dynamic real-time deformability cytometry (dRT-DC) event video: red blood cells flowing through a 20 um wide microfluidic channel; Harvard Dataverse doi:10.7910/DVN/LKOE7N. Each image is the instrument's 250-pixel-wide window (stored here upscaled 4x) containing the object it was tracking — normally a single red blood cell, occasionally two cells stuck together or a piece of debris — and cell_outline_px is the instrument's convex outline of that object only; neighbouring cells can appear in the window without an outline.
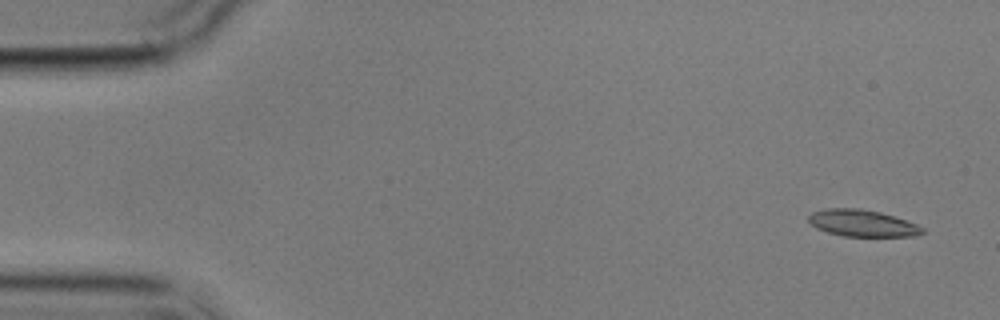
{"species": "common noctule bat (a hibernating species)", "species_latin": "Nyctalus noctula", "temperature_condition": "cold", "stored_images_in_passage": 4, "camera_frame_rate_fps": 3000, "um_per_image_px": 0.085, "animal": {"sex": "male", "body_mass_g": 17.9}, "frame": {"image": 1, "passage_image": 1, "time_ms": 0.0, "image_size_px": [1000, 320], "cell_outline_px": [[924, 232], [916, 236], [844, 236], [828, 232], [816, 228], [808, 220], [808, 216], [812, 212], [824, 208], [860, 208], [880, 212], [916, 224], [924, 228]], "centroid_in_image_um": [73.27, 18.96], "position_along_channel_um": 11.7, "area_um2": 17.63}}
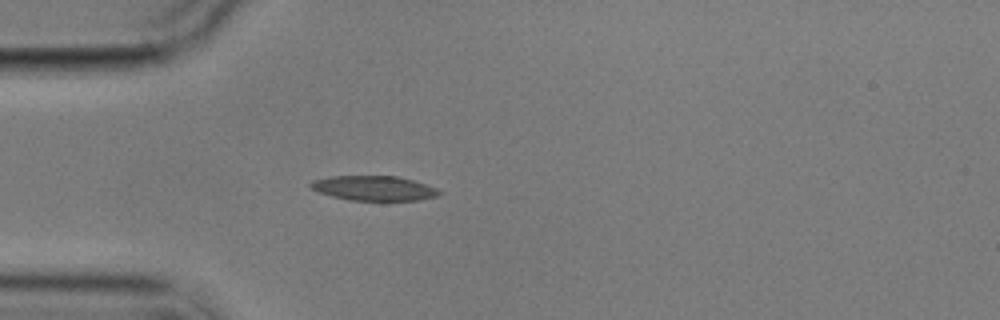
{"frame": {"image": 2, "passage_image": 4, "time_ms": 4.333, "image_size_px": [1000, 320], "cell_outline_px": [[444, 192], [436, 196], [416, 200], [348, 200], [332, 196], [320, 192], [312, 188], [308, 184], [312, 180], [328, 176], [396, 176], [412, 180], [436, 188]], "centroid_in_image_um": [31.76, 15.99], "position_along_channel_um": 53.2, "area_um2": 18.38}}